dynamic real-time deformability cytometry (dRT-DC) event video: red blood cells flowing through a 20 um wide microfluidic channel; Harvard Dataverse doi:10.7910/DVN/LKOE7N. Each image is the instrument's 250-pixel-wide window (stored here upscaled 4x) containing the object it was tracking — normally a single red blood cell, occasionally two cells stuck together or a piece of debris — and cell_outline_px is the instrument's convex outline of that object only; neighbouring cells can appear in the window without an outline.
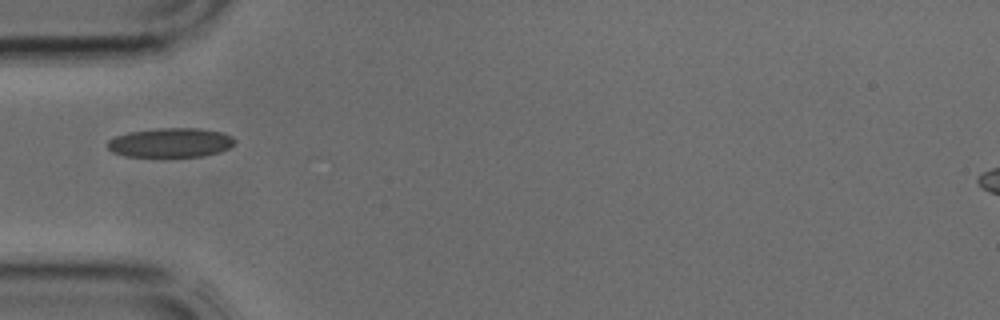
{"species": "common noctule bat (a hibernating species)", "species_latin": "Nyctalus noctula", "temperature_condition": "cold", "stored_images_in_passage": 24, "camera_frame_rate_fps": 3000, "um_per_image_px": 0.085, "animal": {"sex": "male", "body_mass_g": 17.9, "forearm_length_mm": 54.2}, "frame": {"image": 1, "passage_image": 1, "time_ms": 0.0, "image_size_px": [1000, 320], "cell_outline_px": [[236, 144], [220, 152], [204, 156], [124, 156], [112, 152], [104, 144], [108, 140], [116, 136], [128, 132], [156, 128], [200, 128], [224, 132], [232, 136], [236, 140]], "centroid_in_image_um": [14.51, 12.11], "position_along_channel_um": 70.5, "area_um2": 22.02}}
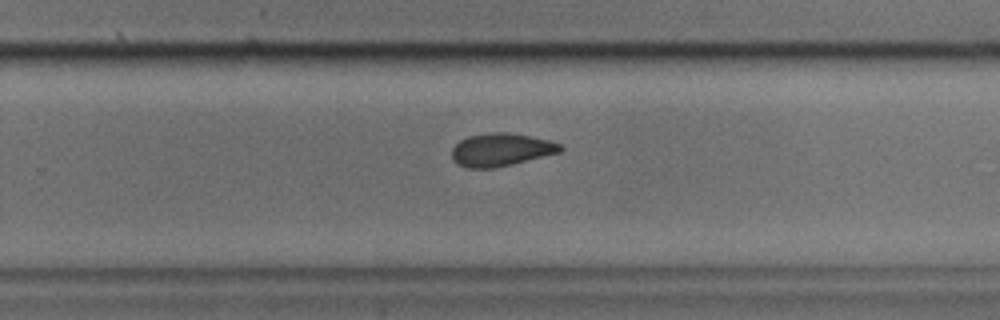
{"frame": {"image": 2, "passage_image": 14, "time_ms": 4.333, "image_size_px": [1000, 320], "cell_outline_px": [[564, 148], [560, 152], [512, 164], [492, 168], [468, 168], [456, 164], [452, 160], [452, 148], [460, 140], [468, 136], [492, 132], [508, 132], [548, 140], [560, 144]], "centroid_in_image_um": [42.55, 12.73], "position_along_channel_um": 287.3, "area_um2": 20.69}}
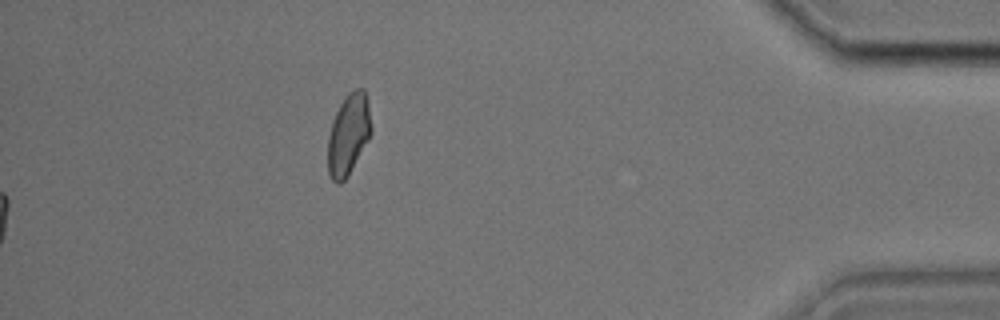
{"frame": {"image": 3, "passage_image": 24, "time_ms": 7.667, "image_size_px": [1000, 320], "cell_outline_px": [[372, 132], [368, 140], [348, 176], [340, 184], [336, 184], [332, 180], [328, 172], [328, 136], [332, 120], [344, 96], [348, 92], [356, 88], [364, 88], [368, 104], [372, 128]], "centroid_in_image_um": [29.61, 11.42], "position_along_channel_um": 405.6, "area_um2": 20.63}}